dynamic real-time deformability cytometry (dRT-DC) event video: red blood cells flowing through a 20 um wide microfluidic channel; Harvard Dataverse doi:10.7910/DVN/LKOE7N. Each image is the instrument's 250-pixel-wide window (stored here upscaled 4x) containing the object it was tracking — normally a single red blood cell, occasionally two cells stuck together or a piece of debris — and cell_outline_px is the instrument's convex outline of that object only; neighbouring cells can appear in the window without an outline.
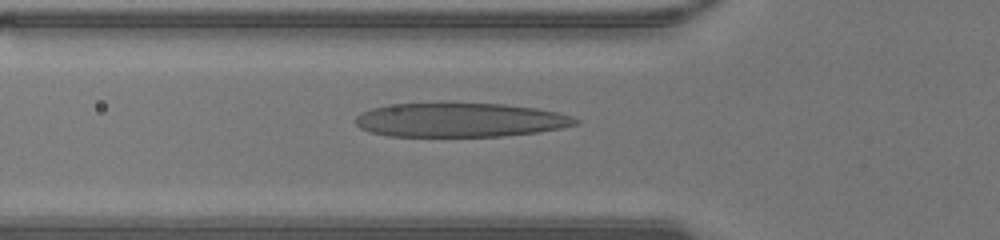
{"species": "human", "species_latin": "Homo sapiens", "temperature_condition": "warm", "stored_images_in_passage": 34, "camera_frame_rate_fps": 3000, "um_per_image_px": 0.085, "donor": {"sex": "male"}, "frame": {"image": 1, "passage_image": 7, "time_ms": 2.0, "image_size_px": [1000, 240], "cell_outline_px": [[580, 124], [564, 128], [536, 132], [500, 136], [388, 136], [372, 132], [360, 128], [356, 124], [356, 116], [360, 112], [372, 108], [388, 104], [440, 100], [444, 100], [504, 104], [536, 108], [560, 112], [572, 116], [580, 120]], "centroid_in_image_um": [39.1, 10.15], "position_along_channel_um": 86.7, "area_um2": 45.37}}
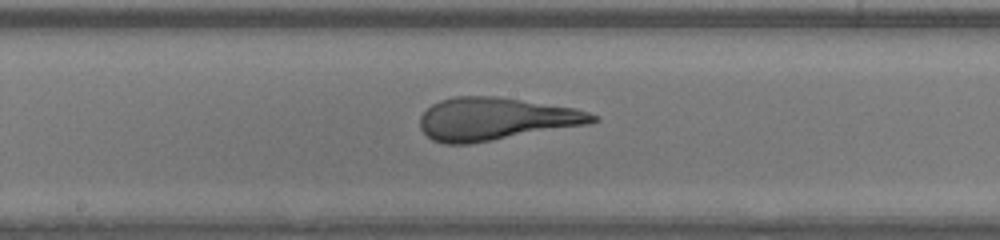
{"frame": {"image": 2, "passage_image": 15, "time_ms": 4.667, "image_size_px": [1000, 240], "cell_outline_px": [[600, 120], [588, 124], [472, 144], [444, 144], [432, 140], [420, 128], [420, 116], [432, 104], [440, 100], [456, 96], [496, 96], [576, 108], [600, 116]], "centroid_in_image_um": [42.14, 10.11], "position_along_channel_um": 206.1, "area_um2": 43.06}}
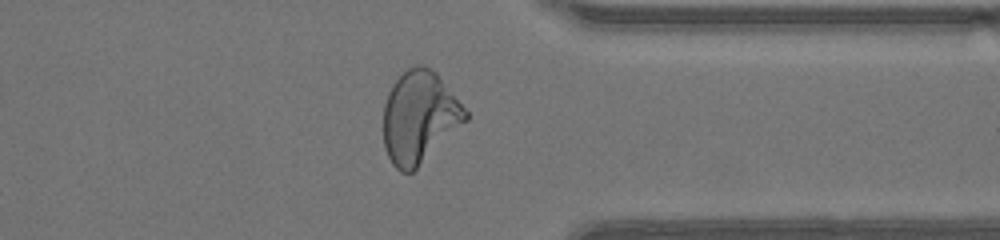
{"frame": {"image": 3, "passage_image": 27, "time_ms": 8.667, "image_size_px": [1000, 240], "cell_outline_px": [[468, 120], [412, 172], [400, 172], [392, 164], [384, 148], [384, 104], [388, 92], [392, 84], [408, 68], [416, 64], [424, 64], [436, 72], [468, 112]], "centroid_in_image_um": [35.64, 9.95], "position_along_channel_um": 375.8, "area_um2": 43.87}, "authors_computed_cell_mechanics": {"area_um2": 43.4945, "velocity_mm_per_s": 4.4142, "shape_relaxation_time_tau1_ms": 8.6424, "shape_relaxation_time_tau2_ms": 0.8249, "deformation_change_tau1": 0.4213, "deformation_change_tau2": 0.1135}}